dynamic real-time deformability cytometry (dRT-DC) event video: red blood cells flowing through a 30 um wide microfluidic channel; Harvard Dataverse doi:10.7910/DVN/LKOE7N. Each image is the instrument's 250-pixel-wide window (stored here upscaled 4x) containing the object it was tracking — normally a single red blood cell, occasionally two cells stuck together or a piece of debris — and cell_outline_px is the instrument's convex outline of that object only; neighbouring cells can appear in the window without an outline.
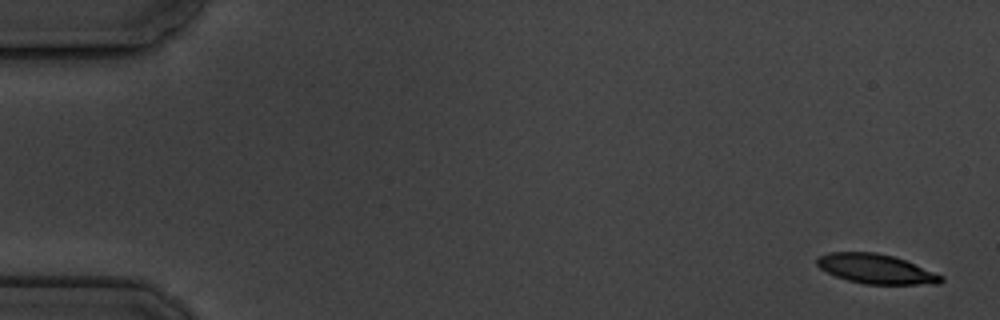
{"species": "common noctule bat (a hibernating species)", "species_latin": "Nyctalus noctula", "temperature_condition": "cold", "stored_images_in_passage": 7, "camera_frame_rate_fps": 3000, "um_per_image_px": 0.085, "animal": {"sex": "male", "body_mass_g": 19.5, "forearm_length_mm": 54.6}, "frame": {"image": 1, "passage_image": 1, "time_ms": 0.0, "image_size_px": [1000, 320], "cell_outline_px": [[944, 280], [940, 284], [864, 284], [848, 280], [836, 276], [820, 268], [816, 264], [816, 256], [828, 252], [876, 252], [892, 256], [904, 260], [944, 276]], "centroid_in_image_um": [74.44, 22.85], "position_along_channel_um": 10.6, "area_um2": 21.33}}
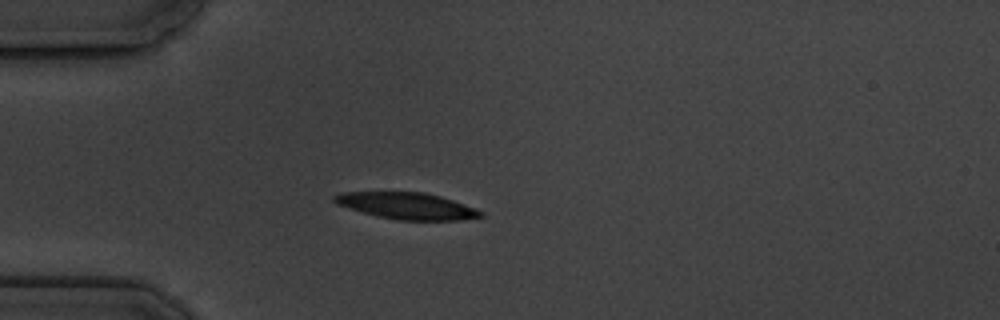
{"frame": {"image": 2, "passage_image": 5, "time_ms": 4.667, "image_size_px": [1000, 320], "cell_outline_px": [[484, 216], [460, 220], [396, 220], [376, 216], [336, 204], [332, 200], [332, 196], [340, 192], [424, 192], [440, 196], [464, 204], [484, 212]], "centroid_in_image_um": [34.56, 17.5], "position_along_channel_um": 50.4, "area_um2": 22.66}}